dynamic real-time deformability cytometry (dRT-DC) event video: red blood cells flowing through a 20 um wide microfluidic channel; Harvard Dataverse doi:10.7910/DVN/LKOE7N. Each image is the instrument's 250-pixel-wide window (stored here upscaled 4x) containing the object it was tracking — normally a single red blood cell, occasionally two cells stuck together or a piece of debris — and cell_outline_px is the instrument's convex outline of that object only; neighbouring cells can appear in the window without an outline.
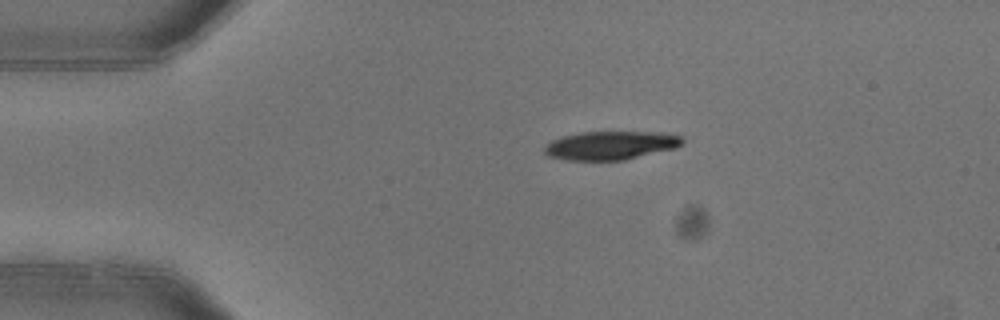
{"species": "common noctule bat (a hibernating species)", "species_latin": "Nyctalus noctula", "temperature_condition": "warm", "stored_images_in_passage": 3, "camera_frame_rate_fps": 3000, "um_per_image_px": 0.085, "animal": {"sex": "female"}, "frame": {"image": 1, "passage_image": 1, "time_ms": 0.0, "image_size_px": [1000, 320], "cell_outline_px": [[684, 144], [676, 148], [624, 160], [568, 160], [548, 156], [544, 152], [544, 148], [552, 140], [564, 136], [580, 132], [656, 132], [680, 136], [684, 140]], "centroid_in_image_um": [51.92, 12.36], "position_along_channel_um": 33.1, "area_um2": 22.83}}